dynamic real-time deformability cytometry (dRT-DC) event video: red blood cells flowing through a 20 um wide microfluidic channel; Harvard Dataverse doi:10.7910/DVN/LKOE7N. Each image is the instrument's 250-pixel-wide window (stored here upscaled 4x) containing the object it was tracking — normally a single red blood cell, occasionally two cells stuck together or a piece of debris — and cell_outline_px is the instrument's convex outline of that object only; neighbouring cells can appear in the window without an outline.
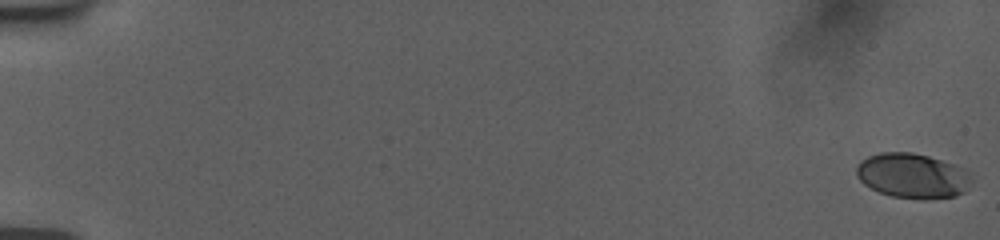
{"species": "human", "species_latin": "Homo sapiens", "temperature_condition": "room temperature", "stored_images_in_passage": 57, "camera_frame_rate_fps": 3000, "um_per_image_px": 0.085, "donor": {"sex": "female"}, "frame": {"image": 1, "passage_image": 1, "time_ms": 0.0, "image_size_px": [1000, 240], "cell_outline_px": [[972, 180], [964, 192], [956, 196], [924, 200], [892, 196], [880, 192], [864, 184], [856, 176], [856, 168], [860, 160], [868, 156], [880, 152], [912, 152], [928, 156], [956, 164], [968, 168]], "centroid_in_image_um": [77.6, 14.93], "position_along_channel_um": 7.4, "area_um2": 30.52}}
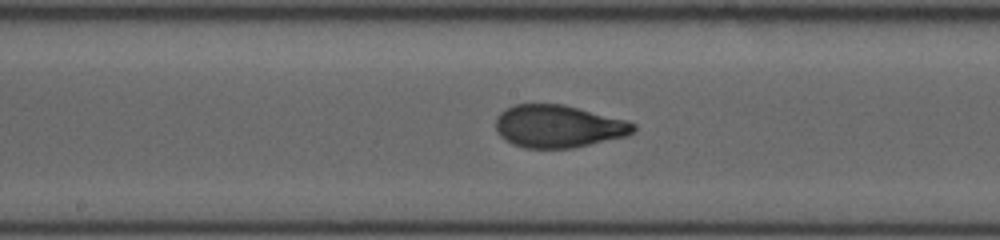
{"frame": {"image": 2, "passage_image": 32, "time_ms": 10.333, "image_size_px": [1000, 240], "cell_outline_px": [[636, 128], [628, 136], [572, 148], [524, 148], [512, 144], [500, 136], [496, 132], [496, 116], [500, 112], [516, 104], [564, 104], [628, 120], [636, 124]], "centroid_in_image_um": [47.47, 10.74], "position_along_channel_um": 200.7, "area_um2": 34.39}}
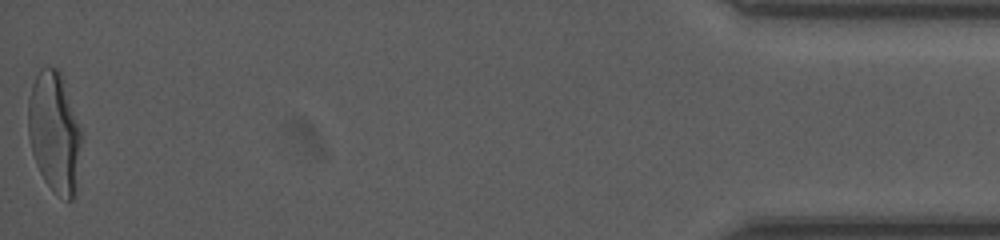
{"frame": {"image": 3, "passage_image": 57, "time_ms": 18.667, "image_size_px": [1000, 240], "cell_outline_px": [[80, 140], [72, 200], [68, 200], [52, 188], [44, 180], [36, 164], [32, 152], [28, 136], [28, 100], [32, 84], [40, 68], [56, 68], [60, 72], [64, 80], [80, 128]], "centroid_in_image_um": [4.57, 11.15], "position_along_channel_um": 430.6, "area_um2": 36.18}, "authors_computed_cell_mechanics": {"area_um2": 33.4084, "velocity_mm_per_s": 3.7639, "shape_relaxation_time_tau1_ms": 4.4161, "shape_relaxation_time_tau2_ms": null, "deformation_change_tau1": 0.1857, "deformation_change_tau2": null}}